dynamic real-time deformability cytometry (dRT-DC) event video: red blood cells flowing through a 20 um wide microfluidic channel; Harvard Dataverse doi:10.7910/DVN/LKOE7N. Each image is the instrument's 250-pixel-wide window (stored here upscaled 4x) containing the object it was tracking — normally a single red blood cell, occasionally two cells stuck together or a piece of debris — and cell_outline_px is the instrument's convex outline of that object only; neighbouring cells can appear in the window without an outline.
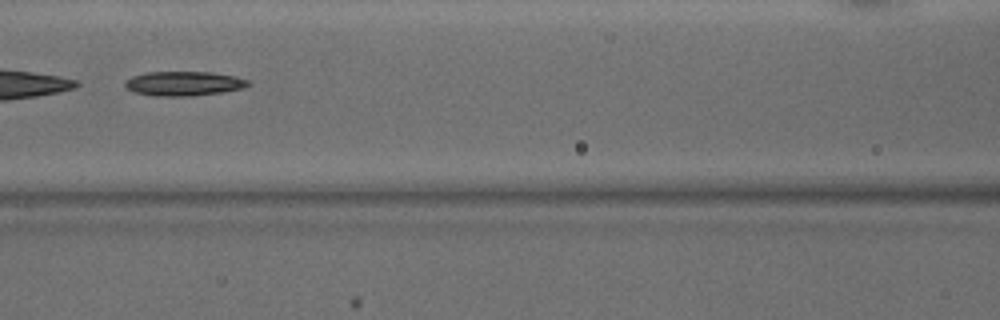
{"species": "common noctule bat (a hibernating species)", "species_latin": "Nyctalus noctula", "temperature_condition": "warm", "stored_images_in_passage": 47, "camera_frame_rate_fps": 3000, "um_per_image_px": 0.085, "animal": {"sex": "male", "body_mass_g": 15.6}, "frame": {"image": 1, "passage_image": 21, "time_ms": 6.667, "image_size_px": [1000, 320], "cell_outline_px": [[252, 84], [244, 88], [224, 92], [188, 96], [152, 96], [136, 92], [128, 88], [124, 84], [124, 80], [132, 76], [148, 72], [212, 72], [236, 76], [248, 80]], "centroid_in_image_um": [15.65, 7.1], "position_along_channel_um": 150.9, "area_um2": 17.63}, "authors_computed_cell_mechanics": {"area_um2": 18.8428, "velocity_mm_per_s": 4.1876, "shape_relaxation_time_tau1_ms": null, "shape_relaxation_time_tau2_ms": 4.635, "deformation_change_tau1": null, "deformation_change_tau2": 0.176}}